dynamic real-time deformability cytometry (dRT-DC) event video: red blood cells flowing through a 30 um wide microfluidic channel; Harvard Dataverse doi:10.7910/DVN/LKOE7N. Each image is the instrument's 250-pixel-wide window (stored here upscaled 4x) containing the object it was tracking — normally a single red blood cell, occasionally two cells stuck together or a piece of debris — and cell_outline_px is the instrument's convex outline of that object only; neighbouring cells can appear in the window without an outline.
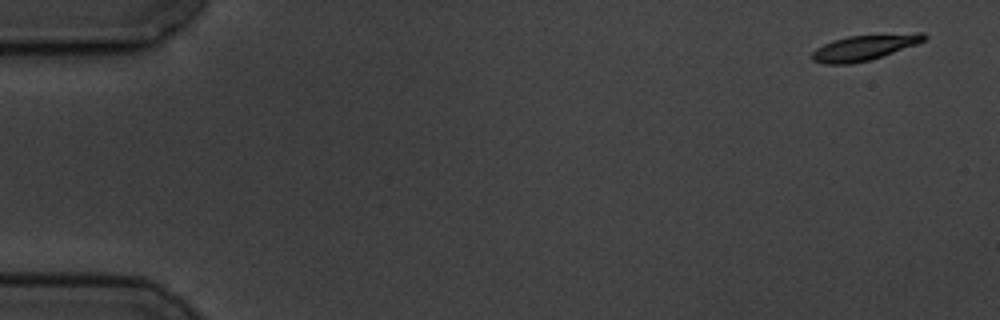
{"species": "common noctule bat (a hibernating species)", "species_latin": "Nyctalus noctula", "temperature_condition": "cold", "stored_images_in_passage": 5, "camera_frame_rate_fps": 3000, "um_per_image_px": 0.085, "animal": {"sex": "male", "body_mass_g": 19.5, "forearm_length_mm": 54.6}, "frame": {"image": 1, "passage_image": 1, "time_ms": 0.0, "image_size_px": [1000, 320], "cell_outline_px": [[928, 36], [924, 40], [916, 44], [868, 60], [848, 64], [824, 64], [812, 60], [812, 52], [816, 48], [832, 40], [848, 36], [916, 32], [924, 32]], "centroid_in_image_um": [73.46, 4.02], "position_along_channel_um": 11.5, "area_um2": 16.53}}